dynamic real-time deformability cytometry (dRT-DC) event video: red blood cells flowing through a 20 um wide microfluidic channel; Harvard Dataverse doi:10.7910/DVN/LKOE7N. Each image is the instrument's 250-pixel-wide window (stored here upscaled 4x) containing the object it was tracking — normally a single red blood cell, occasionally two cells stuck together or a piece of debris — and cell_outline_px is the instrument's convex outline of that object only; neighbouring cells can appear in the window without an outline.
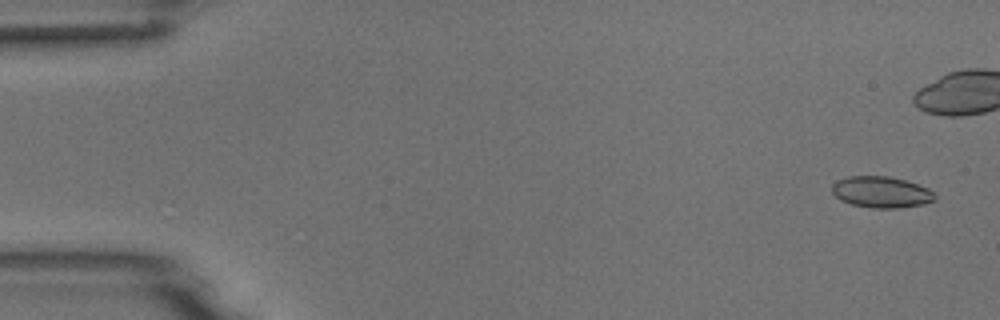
{"species": "common noctule bat (a hibernating species)", "species_latin": "Nyctalus noctula", "temperature_condition": "room temperature", "stored_images_in_passage": 5, "camera_frame_rate_fps": 3000, "um_per_image_px": 0.085, "animal": {"sex": "male", "body_mass_g": 18.8}, "frame": {"image": 1, "passage_image": 1, "time_ms": 0.0, "image_size_px": [1000, 320], "cell_outline_px": [[936, 200], [924, 204], [900, 208], [872, 208], [852, 204], [840, 200], [832, 192], [832, 184], [836, 180], [848, 176], [888, 176], [904, 180], [928, 188], [936, 196]], "centroid_in_image_um": [74.9, 16.33], "position_along_channel_um": 10.1, "area_um2": 18.79}}